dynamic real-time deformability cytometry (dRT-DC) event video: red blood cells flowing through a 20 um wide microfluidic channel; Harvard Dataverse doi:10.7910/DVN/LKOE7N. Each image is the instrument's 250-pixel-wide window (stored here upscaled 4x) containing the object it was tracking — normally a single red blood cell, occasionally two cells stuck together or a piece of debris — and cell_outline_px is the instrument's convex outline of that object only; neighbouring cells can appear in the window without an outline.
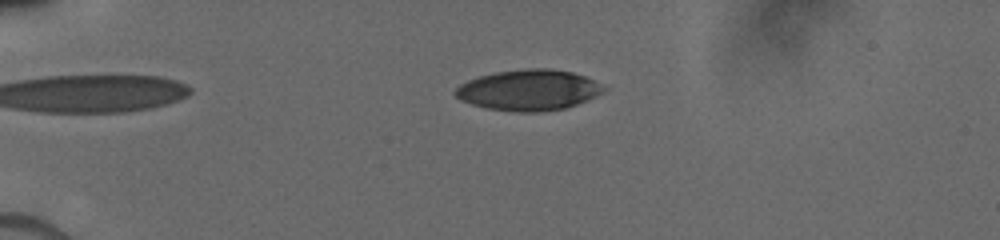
{"species": "human", "species_latin": "Homo sapiens", "temperature_condition": "cold", "stored_images_in_passage": 10, "camera_frame_rate_fps": 3000, "um_per_image_px": 0.085, "donor": {"sex": "male"}, "frame": {"image": 1, "passage_image": 1, "time_ms": 0.0, "image_size_px": [1000, 240], "cell_outline_px": [[604, 92], [588, 100], [564, 108], [540, 112], [516, 112], [488, 108], [472, 104], [460, 100], [452, 92], [460, 84], [468, 80], [480, 76], [496, 72], [528, 68], [548, 68], [572, 72], [584, 76], [592, 80], [604, 88]], "centroid_in_image_um": [44.91, 7.66], "position_along_channel_um": 40.1, "area_um2": 35.03}}
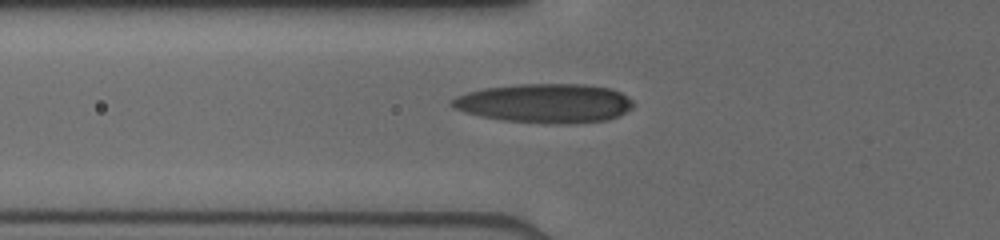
{"frame": {"image": 2, "passage_image": 6, "time_ms": 2.333, "image_size_px": [1000, 240], "cell_outline_px": [[636, 104], [632, 108], [608, 120], [572, 124], [544, 124], [500, 120], [480, 116], [464, 112], [448, 104], [456, 96], [468, 92], [484, 88], [516, 84], [584, 84], [612, 88], [620, 92], [632, 100]], "centroid_in_image_um": [46.32, 8.78], "position_along_channel_um": 79.5, "area_um2": 41.79}}
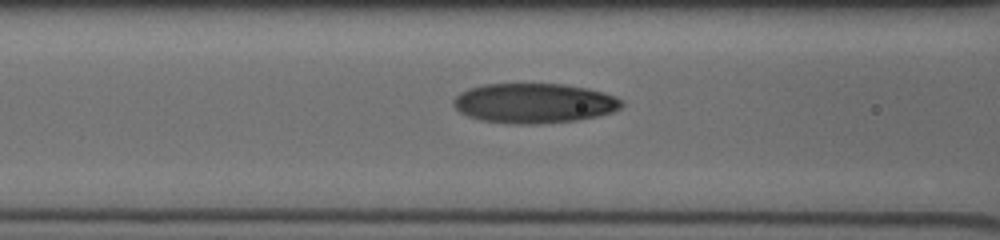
{"frame": {"image": 3, "passage_image": 9, "time_ms": 3.333, "image_size_px": [1000, 240], "cell_outline_px": [[624, 104], [620, 108], [612, 112], [596, 116], [576, 120], [536, 124], [520, 124], [480, 120], [468, 116], [460, 112], [452, 104], [452, 100], [460, 92], [468, 88], [484, 84], [564, 84], [588, 88], [604, 92], [616, 96], [624, 100]], "centroid_in_image_um": [45.41, 8.76], "position_along_channel_um": 121.2, "area_um2": 39.19}}